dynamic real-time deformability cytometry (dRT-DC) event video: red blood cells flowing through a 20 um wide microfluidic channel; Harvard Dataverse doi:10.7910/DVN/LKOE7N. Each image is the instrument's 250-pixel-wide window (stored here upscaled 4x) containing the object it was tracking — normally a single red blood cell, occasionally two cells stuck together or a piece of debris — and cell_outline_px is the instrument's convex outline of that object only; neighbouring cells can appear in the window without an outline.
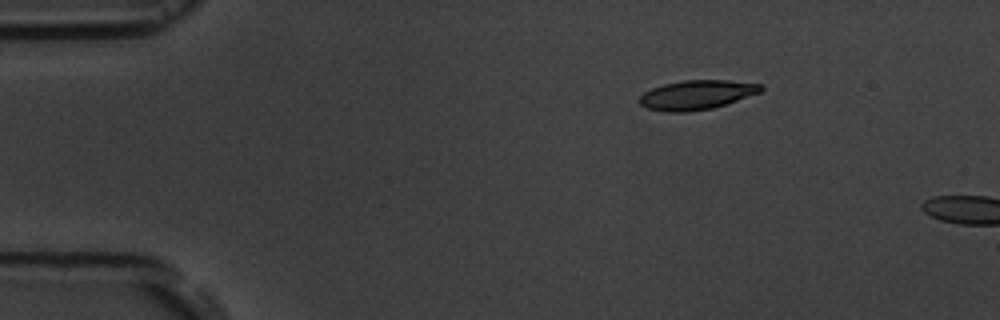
{"species": "common noctule bat (a hibernating species)", "species_latin": "Nyctalus noctula", "temperature_condition": "room temperature", "stored_images_in_passage": 3, "camera_frame_rate_fps": 3000, "um_per_image_px": 0.085, "animal": {"sex": "male", "body_mass_g": 19.5, "forearm_length_mm": 54.6}, "frame": {"image": 1, "passage_image": 2, "time_ms": 1.333, "image_size_px": [1000, 320], "cell_outline_px": [[764, 88], [760, 92], [712, 108], [688, 112], [668, 112], [648, 108], [640, 104], [640, 96], [644, 92], [652, 88], [664, 84], [684, 80], [728, 80], [764, 84]], "centroid_in_image_um": [59.23, 8.05], "position_along_channel_um": 25.8, "area_um2": 20.58}}